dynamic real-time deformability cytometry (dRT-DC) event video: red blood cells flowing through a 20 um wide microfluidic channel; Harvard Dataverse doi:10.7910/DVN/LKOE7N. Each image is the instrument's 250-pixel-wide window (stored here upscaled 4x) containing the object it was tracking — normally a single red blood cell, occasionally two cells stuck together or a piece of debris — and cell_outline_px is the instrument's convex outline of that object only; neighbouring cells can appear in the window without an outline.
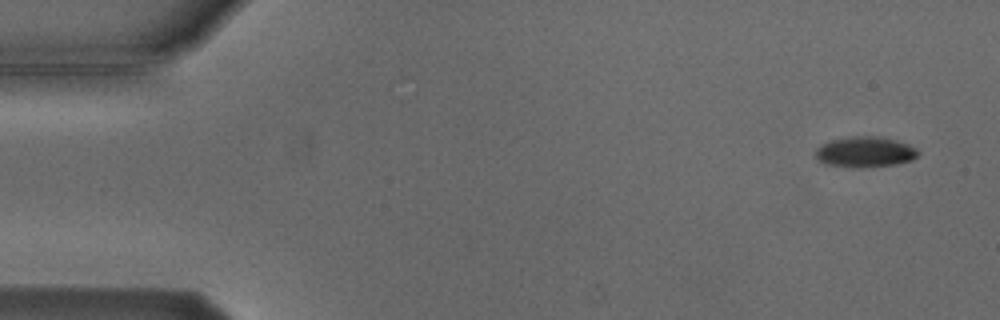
{"species": "Egyptian fruit bat (a non-hibernating species)", "species_latin": "Rousettus aegyptiacus", "temperature_condition": "cold", "stored_images_in_passage": 6, "camera_frame_rate_fps": 3000, "um_per_image_px": 0.085, "animal": {"sex": "male"}, "frame": {"image": 1, "passage_image": 1, "time_ms": 0.0, "image_size_px": [1000, 320], "cell_outline_px": [[920, 152], [912, 160], [896, 164], [864, 168], [852, 168], [824, 164], [816, 160], [816, 148], [832, 140], [852, 136], [876, 136], [896, 140], [908, 144], [916, 148]], "centroid_in_image_um": [73.52, 12.93], "position_along_channel_um": 11.5, "area_um2": 18.44}}
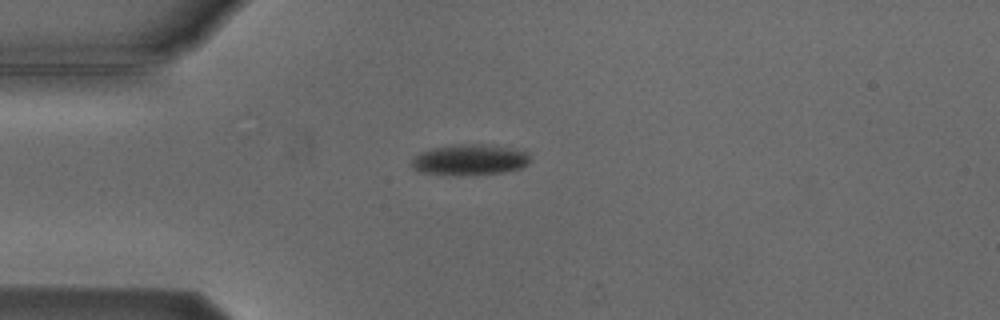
{"frame": {"image": 2, "passage_image": 4, "time_ms": 3.667, "image_size_px": [1000, 320], "cell_outline_px": [[532, 160], [528, 164], [520, 168], [504, 172], [420, 172], [412, 168], [408, 164], [420, 152], [432, 148], [452, 144], [484, 144], [508, 148], [528, 152]], "centroid_in_image_um": [39.94, 13.52], "position_along_channel_um": 45.1, "area_um2": 20.35}}